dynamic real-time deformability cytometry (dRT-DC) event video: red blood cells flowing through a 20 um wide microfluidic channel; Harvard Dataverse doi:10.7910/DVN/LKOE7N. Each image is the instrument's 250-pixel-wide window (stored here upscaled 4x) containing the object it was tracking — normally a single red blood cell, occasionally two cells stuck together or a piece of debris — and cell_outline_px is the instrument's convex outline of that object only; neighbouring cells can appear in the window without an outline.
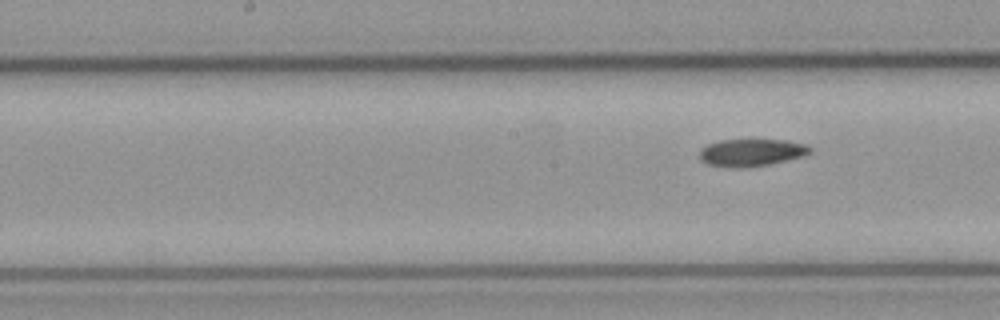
{"species": "common noctule bat (a hibernating species)", "species_latin": "Nyctalus noctula", "temperature_condition": "cold", "stored_images_in_passage": 5, "segment_of_instrument_passage": [2, 2], "camera_frame_rate_fps": 3000, "um_per_image_px": 0.085, "animal": {"sex": "male", "body_mass_g": 23.1, "forearm_length_mm": 52.7}, "frame": {"image": 1, "passage_image": 5, "time_ms": 5.667, "image_size_px": [1000, 320], "cell_outline_px": [[812, 148], [808, 152], [800, 156], [768, 164], [736, 168], [708, 164], [700, 160], [700, 148], [708, 144], [720, 140], [788, 140], [804, 144]], "centroid_in_image_um": [63.8, 12.95], "position_along_channel_um": 184.4, "area_um2": 17.17}}